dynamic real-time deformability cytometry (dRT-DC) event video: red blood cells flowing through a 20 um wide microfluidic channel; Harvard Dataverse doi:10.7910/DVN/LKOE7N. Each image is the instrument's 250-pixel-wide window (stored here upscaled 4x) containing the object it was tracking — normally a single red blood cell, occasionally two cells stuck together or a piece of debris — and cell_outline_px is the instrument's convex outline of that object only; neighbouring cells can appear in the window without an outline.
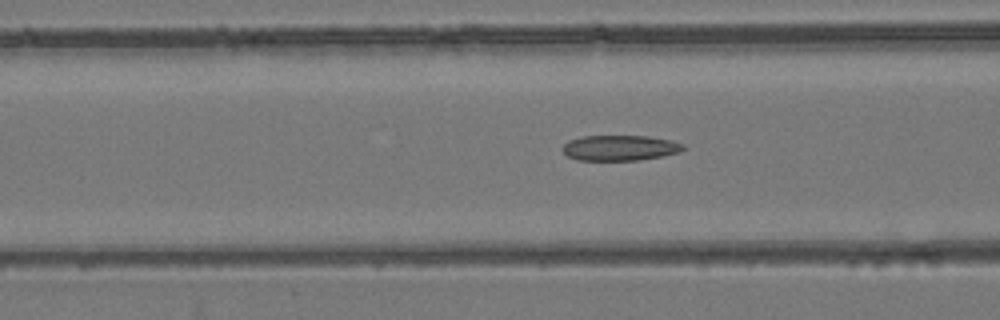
{"species": "common noctule bat (a hibernating species)", "species_latin": "Nyctalus noctula", "temperature_condition": "room temperature", "stored_images_in_passage": 28, "camera_frame_rate_fps": 3000, "um_per_image_px": 0.085, "animal": {"sex": "female", "body_mass_g": 24.6, "forearm_length_mm": 56.2}, "frame": {"image": 1, "passage_image": 7, "time_ms": 2.0, "image_size_px": [1000, 320], "cell_outline_px": [[684, 148], [680, 152], [640, 160], [576, 160], [568, 156], [560, 148], [568, 140], [580, 136], [648, 136], [672, 140], [684, 144]], "centroid_in_image_um": [52.66, 12.56], "position_along_channel_um": 113.9, "area_um2": 17.98}}
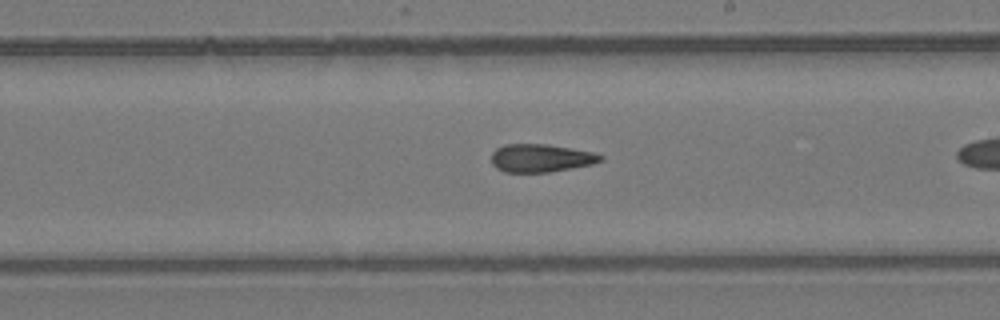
{"frame": {"image": 2, "passage_image": 17, "time_ms": 5.333, "image_size_px": [1000, 320], "cell_outline_px": [[604, 160], [592, 164], [572, 168], [548, 172], [504, 172], [496, 168], [492, 164], [492, 152], [496, 148], [504, 144], [548, 144], [592, 152], [604, 156]], "centroid_in_image_um": [45.96, 13.43], "position_along_channel_um": 243.0, "area_um2": 17.86}}
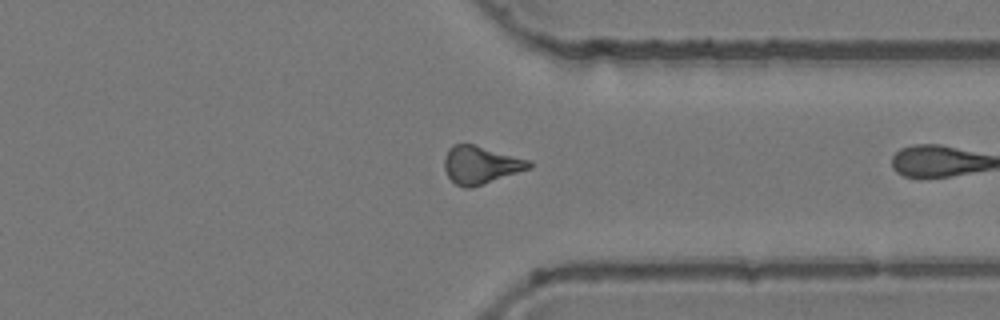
{"frame": {"image": 3, "passage_image": 27, "time_ms": 8.667, "image_size_px": [1000, 320], "cell_outline_px": [[532, 168], [472, 188], [464, 188], [456, 184], [448, 176], [444, 168], [444, 160], [448, 148], [452, 144], [476, 144], [532, 160]], "centroid_in_image_um": [40.89, 14.0], "position_along_channel_um": 370.5, "area_um2": 19.02}}